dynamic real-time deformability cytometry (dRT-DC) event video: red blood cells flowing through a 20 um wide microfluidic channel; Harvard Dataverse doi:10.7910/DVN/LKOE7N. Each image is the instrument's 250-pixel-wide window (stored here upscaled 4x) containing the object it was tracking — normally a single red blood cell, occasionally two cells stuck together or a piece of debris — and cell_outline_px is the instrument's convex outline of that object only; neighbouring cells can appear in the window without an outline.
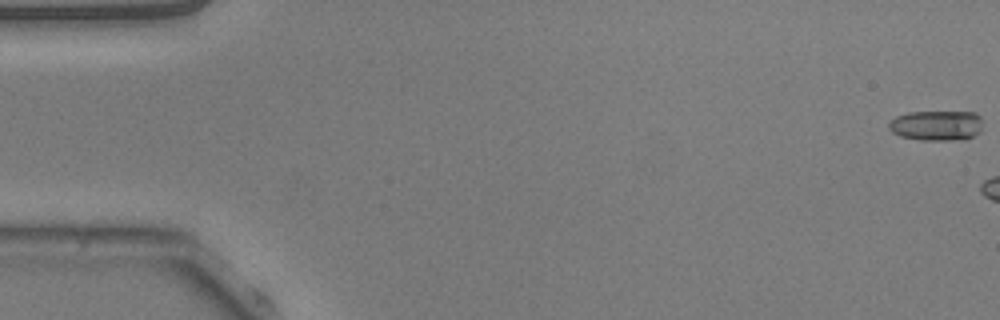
{"species": "common noctule bat (a hibernating species)", "species_latin": "Nyctalus noctula", "temperature_condition": "warm", "stored_images_in_passage": 6, "camera_frame_rate_fps": 3000, "um_per_image_px": 0.085, "animal": {"sex": "male", "body_mass_g": 20.5, "forearm_length_mm": 52.5}, "frame": {"image": 1, "passage_image": 1, "time_ms": 0.0, "image_size_px": [1000, 320], "cell_outline_px": [[980, 132], [964, 140], [920, 140], [900, 136], [892, 132], [888, 128], [888, 120], [896, 116], [908, 112], [976, 112], [980, 116]], "centroid_in_image_um": [79.56, 10.67], "position_along_channel_um": 5.4, "area_um2": 16.65}}